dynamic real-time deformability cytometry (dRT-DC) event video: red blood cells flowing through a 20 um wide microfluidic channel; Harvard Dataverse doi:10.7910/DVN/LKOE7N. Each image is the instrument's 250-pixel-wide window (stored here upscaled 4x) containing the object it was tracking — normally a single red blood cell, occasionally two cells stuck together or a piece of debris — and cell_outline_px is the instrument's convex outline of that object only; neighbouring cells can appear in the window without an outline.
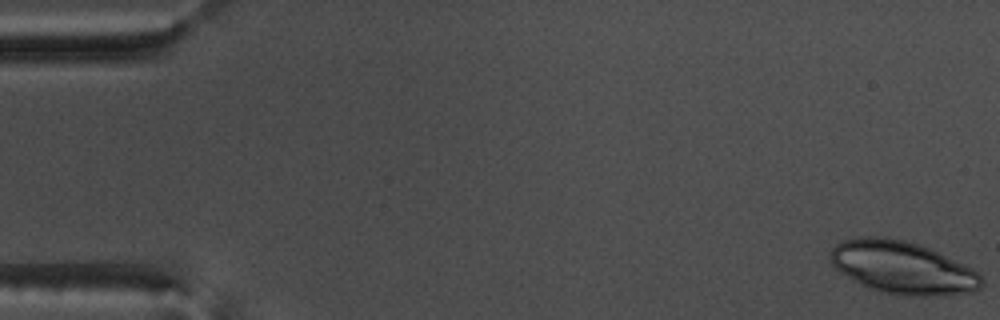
{"species": "common noctule bat (a hibernating species)", "species_latin": "Nyctalus noctula", "temperature_condition": "warm", "stored_images_in_passage": 21, "camera_frame_rate_fps": 3000, "um_per_image_px": 0.085, "animal": {"sex": "male", "body_mass_g": 17.5, "forearm_length_mm": 52.3}, "frame": {"image": 1, "passage_image": 1, "time_ms": 0.0, "image_size_px": [1000, 320], "cell_outline_px": [[984, 284], [980, 288], [972, 292], [928, 296], [904, 296], [880, 292], [868, 288], [860, 284], [840, 272], [832, 264], [828, 256], [828, 252], [836, 244], [844, 240], [864, 236], [880, 236], [904, 240], [928, 248], [972, 268], [984, 280]], "centroid_in_image_um": [76.68, 22.75], "position_along_channel_um": 8.3, "area_um2": 46.3}}